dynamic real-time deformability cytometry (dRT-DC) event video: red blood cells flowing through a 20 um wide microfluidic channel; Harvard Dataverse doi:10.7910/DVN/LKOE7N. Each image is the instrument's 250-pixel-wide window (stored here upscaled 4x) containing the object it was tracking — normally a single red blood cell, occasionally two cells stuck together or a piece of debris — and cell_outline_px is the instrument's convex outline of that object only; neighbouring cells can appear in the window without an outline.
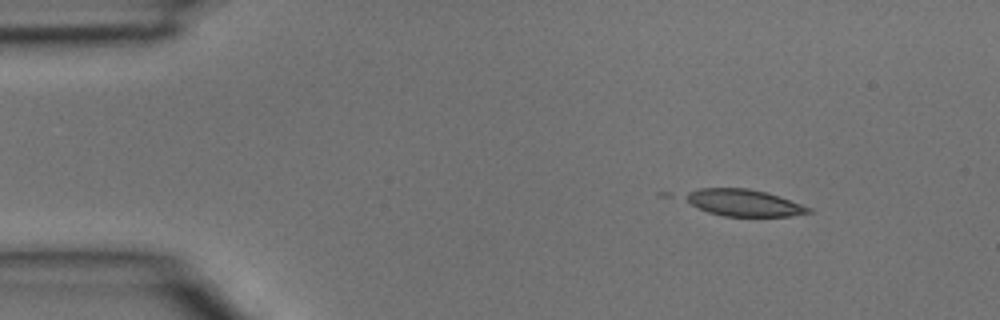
{"species": "common noctule bat (a hibernating species)", "species_latin": "Nyctalus noctula", "temperature_condition": "room temperature", "stored_images_in_passage": 2, "camera_frame_rate_fps": 3000, "um_per_image_px": 0.085, "animal": {"sex": "male", "body_mass_g": 15.6}, "frame": {"image": 1, "passage_image": 1, "time_ms": 0.0, "image_size_px": [1000, 320], "cell_outline_px": [[812, 212], [788, 216], [724, 216], [708, 212], [692, 204], [680, 196], [688, 192], [700, 188], [748, 188], [780, 196], [812, 208]], "centroid_in_image_um": [63.21, 17.23], "position_along_channel_um": 21.8, "area_um2": 19.13}}